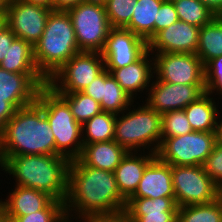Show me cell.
<instances>
[{
    "label": "cell",
    "instance_id": "8992f818",
    "mask_svg": "<svg viewBox=\"0 0 222 222\" xmlns=\"http://www.w3.org/2000/svg\"><path fill=\"white\" fill-rule=\"evenodd\" d=\"M36 103L43 109L55 139V155L70 161L78 159L83 149L82 125L72 115L68 103L50 86L42 87Z\"/></svg>",
    "mask_w": 222,
    "mask_h": 222
},
{
    "label": "cell",
    "instance_id": "4dcf8cb0",
    "mask_svg": "<svg viewBox=\"0 0 222 222\" xmlns=\"http://www.w3.org/2000/svg\"><path fill=\"white\" fill-rule=\"evenodd\" d=\"M174 5L179 20L199 28L209 23L216 16L200 0H177Z\"/></svg>",
    "mask_w": 222,
    "mask_h": 222
},
{
    "label": "cell",
    "instance_id": "f35d334b",
    "mask_svg": "<svg viewBox=\"0 0 222 222\" xmlns=\"http://www.w3.org/2000/svg\"><path fill=\"white\" fill-rule=\"evenodd\" d=\"M16 108L8 101L0 99V138L3 136L5 124L15 114Z\"/></svg>",
    "mask_w": 222,
    "mask_h": 222
},
{
    "label": "cell",
    "instance_id": "277c9868",
    "mask_svg": "<svg viewBox=\"0 0 222 222\" xmlns=\"http://www.w3.org/2000/svg\"><path fill=\"white\" fill-rule=\"evenodd\" d=\"M33 48L37 69L47 81L73 55L81 52L67 11L50 12L45 30Z\"/></svg>",
    "mask_w": 222,
    "mask_h": 222
},
{
    "label": "cell",
    "instance_id": "7bdbcfd3",
    "mask_svg": "<svg viewBox=\"0 0 222 222\" xmlns=\"http://www.w3.org/2000/svg\"><path fill=\"white\" fill-rule=\"evenodd\" d=\"M215 140L216 144L222 146V114H220L215 127Z\"/></svg>",
    "mask_w": 222,
    "mask_h": 222
},
{
    "label": "cell",
    "instance_id": "2e32d148",
    "mask_svg": "<svg viewBox=\"0 0 222 222\" xmlns=\"http://www.w3.org/2000/svg\"><path fill=\"white\" fill-rule=\"evenodd\" d=\"M200 28L176 21L158 32L149 42L151 53H192L196 54Z\"/></svg>",
    "mask_w": 222,
    "mask_h": 222
},
{
    "label": "cell",
    "instance_id": "7402d4cb",
    "mask_svg": "<svg viewBox=\"0 0 222 222\" xmlns=\"http://www.w3.org/2000/svg\"><path fill=\"white\" fill-rule=\"evenodd\" d=\"M13 188L7 192L6 199H0V208L8 216L30 215L43 210L53 200L45 192L33 188L18 185Z\"/></svg>",
    "mask_w": 222,
    "mask_h": 222
},
{
    "label": "cell",
    "instance_id": "52a82bcc",
    "mask_svg": "<svg viewBox=\"0 0 222 222\" xmlns=\"http://www.w3.org/2000/svg\"><path fill=\"white\" fill-rule=\"evenodd\" d=\"M80 51L102 52L112 28L104 4L86 0L66 10Z\"/></svg>",
    "mask_w": 222,
    "mask_h": 222
},
{
    "label": "cell",
    "instance_id": "681fc988",
    "mask_svg": "<svg viewBox=\"0 0 222 222\" xmlns=\"http://www.w3.org/2000/svg\"><path fill=\"white\" fill-rule=\"evenodd\" d=\"M91 1L98 2V3H101V4H105L109 0H91Z\"/></svg>",
    "mask_w": 222,
    "mask_h": 222
},
{
    "label": "cell",
    "instance_id": "9a60e30c",
    "mask_svg": "<svg viewBox=\"0 0 222 222\" xmlns=\"http://www.w3.org/2000/svg\"><path fill=\"white\" fill-rule=\"evenodd\" d=\"M47 82L41 74L13 73L0 68V99L16 109L26 107L36 102L39 90Z\"/></svg>",
    "mask_w": 222,
    "mask_h": 222
},
{
    "label": "cell",
    "instance_id": "e575fe53",
    "mask_svg": "<svg viewBox=\"0 0 222 222\" xmlns=\"http://www.w3.org/2000/svg\"><path fill=\"white\" fill-rule=\"evenodd\" d=\"M205 89L212 96L222 97V56L210 60L205 66Z\"/></svg>",
    "mask_w": 222,
    "mask_h": 222
},
{
    "label": "cell",
    "instance_id": "7a4b0ae2",
    "mask_svg": "<svg viewBox=\"0 0 222 222\" xmlns=\"http://www.w3.org/2000/svg\"><path fill=\"white\" fill-rule=\"evenodd\" d=\"M69 166L70 160L61 155L0 156V171L6 178L12 175L14 185L45 192L61 202L67 196Z\"/></svg>",
    "mask_w": 222,
    "mask_h": 222
},
{
    "label": "cell",
    "instance_id": "1f68e13d",
    "mask_svg": "<svg viewBox=\"0 0 222 222\" xmlns=\"http://www.w3.org/2000/svg\"><path fill=\"white\" fill-rule=\"evenodd\" d=\"M193 132L184 109L169 111L162 114L161 141Z\"/></svg>",
    "mask_w": 222,
    "mask_h": 222
},
{
    "label": "cell",
    "instance_id": "8fae6325",
    "mask_svg": "<svg viewBox=\"0 0 222 222\" xmlns=\"http://www.w3.org/2000/svg\"><path fill=\"white\" fill-rule=\"evenodd\" d=\"M154 78L172 84L205 85L202 61L192 53H152Z\"/></svg>",
    "mask_w": 222,
    "mask_h": 222
},
{
    "label": "cell",
    "instance_id": "836d02e7",
    "mask_svg": "<svg viewBox=\"0 0 222 222\" xmlns=\"http://www.w3.org/2000/svg\"><path fill=\"white\" fill-rule=\"evenodd\" d=\"M11 222H62L65 218L64 202L52 200L43 210L24 216H9Z\"/></svg>",
    "mask_w": 222,
    "mask_h": 222
},
{
    "label": "cell",
    "instance_id": "d6986e66",
    "mask_svg": "<svg viewBox=\"0 0 222 222\" xmlns=\"http://www.w3.org/2000/svg\"><path fill=\"white\" fill-rule=\"evenodd\" d=\"M125 209L130 222H177L175 198H129Z\"/></svg>",
    "mask_w": 222,
    "mask_h": 222
},
{
    "label": "cell",
    "instance_id": "bcb514c9",
    "mask_svg": "<svg viewBox=\"0 0 222 222\" xmlns=\"http://www.w3.org/2000/svg\"><path fill=\"white\" fill-rule=\"evenodd\" d=\"M0 222H11L10 217L0 208Z\"/></svg>",
    "mask_w": 222,
    "mask_h": 222
},
{
    "label": "cell",
    "instance_id": "83f0119b",
    "mask_svg": "<svg viewBox=\"0 0 222 222\" xmlns=\"http://www.w3.org/2000/svg\"><path fill=\"white\" fill-rule=\"evenodd\" d=\"M116 114L102 111L82 125L83 144L114 140Z\"/></svg>",
    "mask_w": 222,
    "mask_h": 222
},
{
    "label": "cell",
    "instance_id": "ee69618b",
    "mask_svg": "<svg viewBox=\"0 0 222 222\" xmlns=\"http://www.w3.org/2000/svg\"><path fill=\"white\" fill-rule=\"evenodd\" d=\"M29 4L39 5L53 10V0H22Z\"/></svg>",
    "mask_w": 222,
    "mask_h": 222
},
{
    "label": "cell",
    "instance_id": "9c48e42d",
    "mask_svg": "<svg viewBox=\"0 0 222 222\" xmlns=\"http://www.w3.org/2000/svg\"><path fill=\"white\" fill-rule=\"evenodd\" d=\"M105 70L101 52L81 51L73 55L47 82L56 93L82 92Z\"/></svg>",
    "mask_w": 222,
    "mask_h": 222
},
{
    "label": "cell",
    "instance_id": "ffe728a7",
    "mask_svg": "<svg viewBox=\"0 0 222 222\" xmlns=\"http://www.w3.org/2000/svg\"><path fill=\"white\" fill-rule=\"evenodd\" d=\"M175 198L171 165L157 156L146 167L135 193L130 198Z\"/></svg>",
    "mask_w": 222,
    "mask_h": 222
},
{
    "label": "cell",
    "instance_id": "5bb4252c",
    "mask_svg": "<svg viewBox=\"0 0 222 222\" xmlns=\"http://www.w3.org/2000/svg\"><path fill=\"white\" fill-rule=\"evenodd\" d=\"M148 50V42L132 31L112 27L102 56L105 68H121L138 60Z\"/></svg>",
    "mask_w": 222,
    "mask_h": 222
},
{
    "label": "cell",
    "instance_id": "6da1fadb",
    "mask_svg": "<svg viewBox=\"0 0 222 222\" xmlns=\"http://www.w3.org/2000/svg\"><path fill=\"white\" fill-rule=\"evenodd\" d=\"M126 208L115 174L86 166L79 158L70 161L65 215L80 220L95 213H111Z\"/></svg>",
    "mask_w": 222,
    "mask_h": 222
},
{
    "label": "cell",
    "instance_id": "7dc6e473",
    "mask_svg": "<svg viewBox=\"0 0 222 222\" xmlns=\"http://www.w3.org/2000/svg\"><path fill=\"white\" fill-rule=\"evenodd\" d=\"M8 0H0V12L6 11Z\"/></svg>",
    "mask_w": 222,
    "mask_h": 222
},
{
    "label": "cell",
    "instance_id": "8d00e7d4",
    "mask_svg": "<svg viewBox=\"0 0 222 222\" xmlns=\"http://www.w3.org/2000/svg\"><path fill=\"white\" fill-rule=\"evenodd\" d=\"M178 20L174 3L164 1L158 10L157 21H154V36Z\"/></svg>",
    "mask_w": 222,
    "mask_h": 222
},
{
    "label": "cell",
    "instance_id": "f546056e",
    "mask_svg": "<svg viewBox=\"0 0 222 222\" xmlns=\"http://www.w3.org/2000/svg\"><path fill=\"white\" fill-rule=\"evenodd\" d=\"M58 94L68 103L73 117L81 125L102 112L100 103L83 92Z\"/></svg>",
    "mask_w": 222,
    "mask_h": 222
},
{
    "label": "cell",
    "instance_id": "816d5d0a",
    "mask_svg": "<svg viewBox=\"0 0 222 222\" xmlns=\"http://www.w3.org/2000/svg\"><path fill=\"white\" fill-rule=\"evenodd\" d=\"M164 1L174 3V2L177 1V0H164Z\"/></svg>",
    "mask_w": 222,
    "mask_h": 222
},
{
    "label": "cell",
    "instance_id": "3957f363",
    "mask_svg": "<svg viewBox=\"0 0 222 222\" xmlns=\"http://www.w3.org/2000/svg\"><path fill=\"white\" fill-rule=\"evenodd\" d=\"M19 155H55L54 134L36 102L17 109L0 138V156Z\"/></svg>",
    "mask_w": 222,
    "mask_h": 222
},
{
    "label": "cell",
    "instance_id": "d4e9b609",
    "mask_svg": "<svg viewBox=\"0 0 222 222\" xmlns=\"http://www.w3.org/2000/svg\"><path fill=\"white\" fill-rule=\"evenodd\" d=\"M0 68L8 72L40 74L34 59L33 45L23 39L15 38L8 49Z\"/></svg>",
    "mask_w": 222,
    "mask_h": 222
},
{
    "label": "cell",
    "instance_id": "b9f144b4",
    "mask_svg": "<svg viewBox=\"0 0 222 222\" xmlns=\"http://www.w3.org/2000/svg\"><path fill=\"white\" fill-rule=\"evenodd\" d=\"M216 16H222V0H200Z\"/></svg>",
    "mask_w": 222,
    "mask_h": 222
},
{
    "label": "cell",
    "instance_id": "603a6c76",
    "mask_svg": "<svg viewBox=\"0 0 222 222\" xmlns=\"http://www.w3.org/2000/svg\"><path fill=\"white\" fill-rule=\"evenodd\" d=\"M127 150L114 140L83 144V149L79 159L89 167L115 171Z\"/></svg>",
    "mask_w": 222,
    "mask_h": 222
},
{
    "label": "cell",
    "instance_id": "e0dca14e",
    "mask_svg": "<svg viewBox=\"0 0 222 222\" xmlns=\"http://www.w3.org/2000/svg\"><path fill=\"white\" fill-rule=\"evenodd\" d=\"M105 69L135 101L137 96L139 99L143 97L142 93H145L146 96L148 94L147 92L154 78L153 55L147 50L138 60L126 67ZM138 94H141L140 97Z\"/></svg>",
    "mask_w": 222,
    "mask_h": 222
},
{
    "label": "cell",
    "instance_id": "74e56055",
    "mask_svg": "<svg viewBox=\"0 0 222 222\" xmlns=\"http://www.w3.org/2000/svg\"><path fill=\"white\" fill-rule=\"evenodd\" d=\"M79 222H130L126 209L111 213H95L82 217Z\"/></svg>",
    "mask_w": 222,
    "mask_h": 222
},
{
    "label": "cell",
    "instance_id": "d6a6232c",
    "mask_svg": "<svg viewBox=\"0 0 222 222\" xmlns=\"http://www.w3.org/2000/svg\"><path fill=\"white\" fill-rule=\"evenodd\" d=\"M138 0H109L104 4L111 27L125 28L131 21Z\"/></svg>",
    "mask_w": 222,
    "mask_h": 222
},
{
    "label": "cell",
    "instance_id": "60d3db41",
    "mask_svg": "<svg viewBox=\"0 0 222 222\" xmlns=\"http://www.w3.org/2000/svg\"><path fill=\"white\" fill-rule=\"evenodd\" d=\"M86 0H53V10H64L66 11L70 7L76 6L77 4Z\"/></svg>",
    "mask_w": 222,
    "mask_h": 222
},
{
    "label": "cell",
    "instance_id": "4fadbf2b",
    "mask_svg": "<svg viewBox=\"0 0 222 222\" xmlns=\"http://www.w3.org/2000/svg\"><path fill=\"white\" fill-rule=\"evenodd\" d=\"M205 92V85L172 84L153 78L145 102L163 114L186 108Z\"/></svg>",
    "mask_w": 222,
    "mask_h": 222
},
{
    "label": "cell",
    "instance_id": "4316f807",
    "mask_svg": "<svg viewBox=\"0 0 222 222\" xmlns=\"http://www.w3.org/2000/svg\"><path fill=\"white\" fill-rule=\"evenodd\" d=\"M196 55L204 66L210 60L222 56V16H215L200 28Z\"/></svg>",
    "mask_w": 222,
    "mask_h": 222
},
{
    "label": "cell",
    "instance_id": "44dd1931",
    "mask_svg": "<svg viewBox=\"0 0 222 222\" xmlns=\"http://www.w3.org/2000/svg\"><path fill=\"white\" fill-rule=\"evenodd\" d=\"M155 157V153L130 151L116 167L117 187L126 201L135 193L146 167Z\"/></svg>",
    "mask_w": 222,
    "mask_h": 222
},
{
    "label": "cell",
    "instance_id": "7c38bea8",
    "mask_svg": "<svg viewBox=\"0 0 222 222\" xmlns=\"http://www.w3.org/2000/svg\"><path fill=\"white\" fill-rule=\"evenodd\" d=\"M52 9L29 4L22 0H8L6 7L7 27L33 46L41 38Z\"/></svg>",
    "mask_w": 222,
    "mask_h": 222
},
{
    "label": "cell",
    "instance_id": "f1b7e54d",
    "mask_svg": "<svg viewBox=\"0 0 222 222\" xmlns=\"http://www.w3.org/2000/svg\"><path fill=\"white\" fill-rule=\"evenodd\" d=\"M177 222H222V201L178 207Z\"/></svg>",
    "mask_w": 222,
    "mask_h": 222
},
{
    "label": "cell",
    "instance_id": "c3c4849f",
    "mask_svg": "<svg viewBox=\"0 0 222 222\" xmlns=\"http://www.w3.org/2000/svg\"><path fill=\"white\" fill-rule=\"evenodd\" d=\"M79 222V220H76L75 219V222ZM62 222H74V219H71V218H68V217H66Z\"/></svg>",
    "mask_w": 222,
    "mask_h": 222
},
{
    "label": "cell",
    "instance_id": "ac0fdd59",
    "mask_svg": "<svg viewBox=\"0 0 222 222\" xmlns=\"http://www.w3.org/2000/svg\"><path fill=\"white\" fill-rule=\"evenodd\" d=\"M100 103L102 111L120 114L133 102L108 70H104L82 91Z\"/></svg>",
    "mask_w": 222,
    "mask_h": 222
},
{
    "label": "cell",
    "instance_id": "ba28073f",
    "mask_svg": "<svg viewBox=\"0 0 222 222\" xmlns=\"http://www.w3.org/2000/svg\"><path fill=\"white\" fill-rule=\"evenodd\" d=\"M215 144V132L193 131L163 139L156 156L170 165L203 166Z\"/></svg>",
    "mask_w": 222,
    "mask_h": 222
},
{
    "label": "cell",
    "instance_id": "cb8c5ba5",
    "mask_svg": "<svg viewBox=\"0 0 222 222\" xmlns=\"http://www.w3.org/2000/svg\"><path fill=\"white\" fill-rule=\"evenodd\" d=\"M221 105L222 102L219 104V99L205 92L184 108L193 131L215 132L217 120L222 113V110H219L222 109Z\"/></svg>",
    "mask_w": 222,
    "mask_h": 222
},
{
    "label": "cell",
    "instance_id": "f907efd6",
    "mask_svg": "<svg viewBox=\"0 0 222 222\" xmlns=\"http://www.w3.org/2000/svg\"><path fill=\"white\" fill-rule=\"evenodd\" d=\"M218 198L222 201V186L219 187V196Z\"/></svg>",
    "mask_w": 222,
    "mask_h": 222
},
{
    "label": "cell",
    "instance_id": "5b68a950",
    "mask_svg": "<svg viewBox=\"0 0 222 222\" xmlns=\"http://www.w3.org/2000/svg\"><path fill=\"white\" fill-rule=\"evenodd\" d=\"M116 114L114 141L128 152L155 153L161 144L162 114L153 110L144 98ZM134 104V105H133ZM132 107V108H131Z\"/></svg>",
    "mask_w": 222,
    "mask_h": 222
},
{
    "label": "cell",
    "instance_id": "ab89813d",
    "mask_svg": "<svg viewBox=\"0 0 222 222\" xmlns=\"http://www.w3.org/2000/svg\"><path fill=\"white\" fill-rule=\"evenodd\" d=\"M16 35L6 26L0 31V62L4 60Z\"/></svg>",
    "mask_w": 222,
    "mask_h": 222
},
{
    "label": "cell",
    "instance_id": "d590c367",
    "mask_svg": "<svg viewBox=\"0 0 222 222\" xmlns=\"http://www.w3.org/2000/svg\"><path fill=\"white\" fill-rule=\"evenodd\" d=\"M205 172L218 186H222V146L215 144L212 153L203 164Z\"/></svg>",
    "mask_w": 222,
    "mask_h": 222
},
{
    "label": "cell",
    "instance_id": "484cf974",
    "mask_svg": "<svg viewBox=\"0 0 222 222\" xmlns=\"http://www.w3.org/2000/svg\"><path fill=\"white\" fill-rule=\"evenodd\" d=\"M164 0H138L130 23L125 27L149 42L154 37V21Z\"/></svg>",
    "mask_w": 222,
    "mask_h": 222
},
{
    "label": "cell",
    "instance_id": "30bf717a",
    "mask_svg": "<svg viewBox=\"0 0 222 222\" xmlns=\"http://www.w3.org/2000/svg\"><path fill=\"white\" fill-rule=\"evenodd\" d=\"M171 174L178 207L208 204L219 196V187L201 165H171Z\"/></svg>",
    "mask_w": 222,
    "mask_h": 222
},
{
    "label": "cell",
    "instance_id": "f6af8a7d",
    "mask_svg": "<svg viewBox=\"0 0 222 222\" xmlns=\"http://www.w3.org/2000/svg\"><path fill=\"white\" fill-rule=\"evenodd\" d=\"M7 26L5 11L0 12V31Z\"/></svg>",
    "mask_w": 222,
    "mask_h": 222
}]
</instances>
